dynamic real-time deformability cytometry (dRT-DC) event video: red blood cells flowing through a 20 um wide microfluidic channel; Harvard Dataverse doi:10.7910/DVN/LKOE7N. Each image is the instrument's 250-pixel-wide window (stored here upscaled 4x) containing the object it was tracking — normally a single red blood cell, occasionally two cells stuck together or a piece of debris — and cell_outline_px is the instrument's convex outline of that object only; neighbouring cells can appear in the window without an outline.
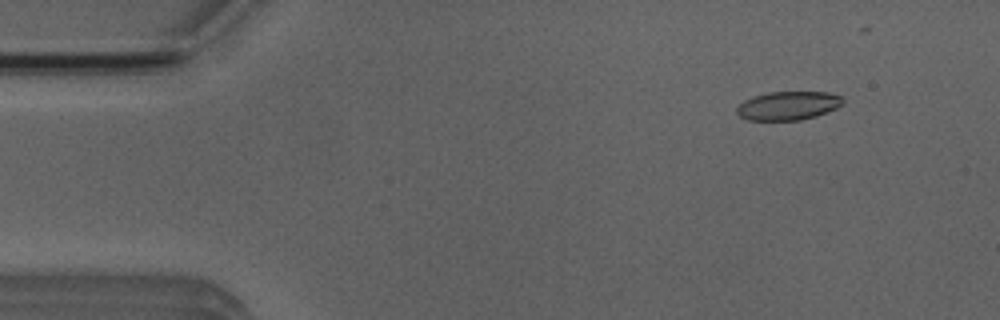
{"species": "Egyptian fruit bat (a non-hibernating species)", "species_latin": "Rousettus aegyptiacus", "temperature_condition": "room temperature", "stored_images_in_passage": 7, "camera_frame_rate_fps": 3000, "um_per_image_px": 0.085, "animal": {"sex": "male"}, "frame": {"image": 1, "passage_image": 2, "time_ms": 1.0, "image_size_px": [1000, 320], "cell_outline_px": [[844, 104], [836, 108], [816, 116], [800, 120], [748, 120], [740, 116], [736, 112], [736, 108], [744, 100], [752, 96], [768, 92], [828, 92], [840, 96], [844, 100]], "centroid_in_image_um": [66.99, 8.98], "position_along_channel_um": 18.0, "area_um2": 17.74}}